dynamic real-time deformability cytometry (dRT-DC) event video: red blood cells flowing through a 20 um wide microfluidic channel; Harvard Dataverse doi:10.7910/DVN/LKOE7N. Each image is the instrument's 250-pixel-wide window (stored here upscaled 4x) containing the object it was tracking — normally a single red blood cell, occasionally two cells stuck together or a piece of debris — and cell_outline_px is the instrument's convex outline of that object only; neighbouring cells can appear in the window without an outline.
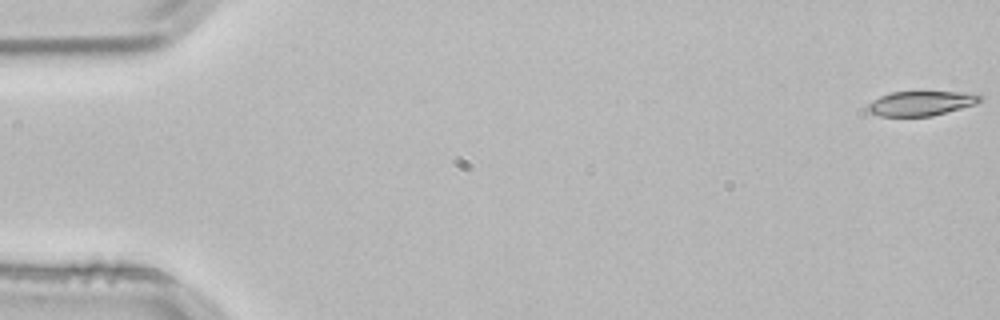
{"species": "common noctule bat (a hibernating species)", "species_latin": "Nyctalus noctula", "temperature_condition": "room temperature", "stored_images_in_passage": 54, "camera_frame_rate_fps": 3000, "um_per_image_px": 0.085, "animal": {"sex": "male", "body_mass_g": 21.5, "forearm_length_mm": 52.0}, "frame": {"image": 1, "passage_image": 1, "time_ms": 0.0, "image_size_px": [1000, 320], "cell_outline_px": [[984, 100], [976, 104], [932, 116], [880, 116], [868, 112], [868, 104], [872, 100], [888, 92], [964, 92], [984, 96]], "centroid_in_image_um": [78.3, 8.78], "position_along_channel_um": 6.7, "area_um2": 16.18}}
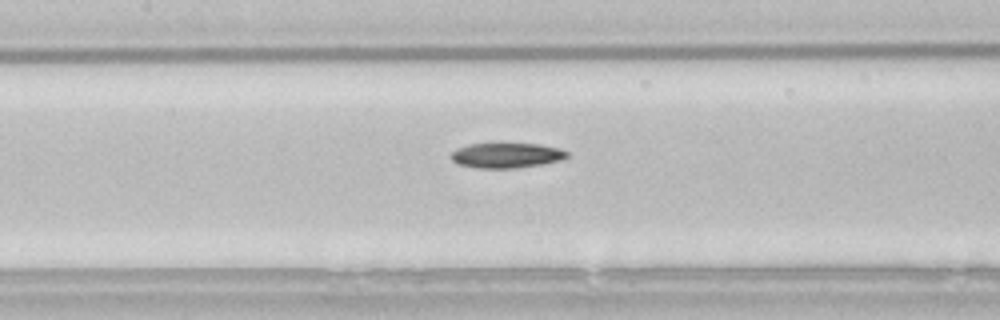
{"frame": {"image": 2, "passage_image": 25, "time_ms": 8.0, "image_size_px": [1000, 320], "cell_outline_px": [[568, 156], [560, 160], [540, 164], [516, 168], [476, 168], [456, 164], [448, 156], [456, 148], [468, 144], [540, 144], [560, 148], [568, 152]], "centroid_in_image_um": [42.99, 13.21], "position_along_channel_um": 164.4, "area_um2": 16.99}}
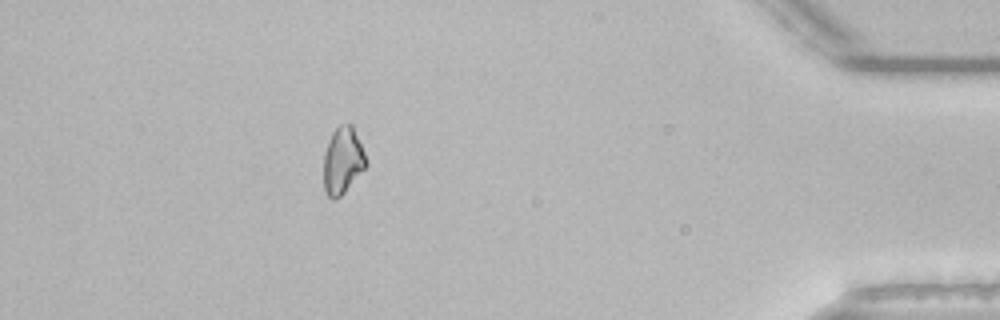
{"frame": {"image": 3, "passage_image": 48, "time_ms": 15.667, "image_size_px": [1000, 320], "cell_outline_px": [[368, 164], [344, 192], [340, 196], [332, 200], [324, 192], [324, 152], [328, 140], [332, 132], [340, 124], [348, 120], [352, 124], [368, 160]], "centroid_in_image_um": [29.13, 13.61], "position_along_channel_um": 406.1, "area_um2": 16.7}, "authors_computed_cell_mechanics": {"area_um2": 17.1088, "velocity_mm_per_s": 3.8306, "shape_relaxation_time_tau1_ms": 6.2161, "shape_relaxation_time_tau2_ms": null, "deformation_change_tau1": 0.1425, "deformation_change_tau2": null}}